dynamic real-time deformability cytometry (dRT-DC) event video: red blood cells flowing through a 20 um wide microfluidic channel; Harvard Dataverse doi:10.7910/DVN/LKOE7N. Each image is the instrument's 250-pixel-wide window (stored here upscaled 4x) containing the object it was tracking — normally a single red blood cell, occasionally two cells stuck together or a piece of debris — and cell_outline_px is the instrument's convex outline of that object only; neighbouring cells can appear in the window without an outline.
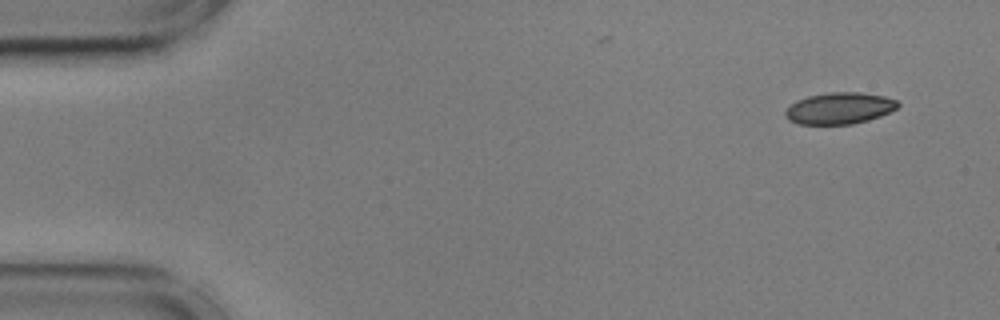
{"species": "common noctule bat (a hibernating species)", "species_latin": "Nyctalus noctula", "temperature_condition": "cold", "stored_images_in_passage": 54, "segment_of_instrument_passage": [1, 2], "camera_frame_rate_fps": 3000, "um_per_image_px": 0.085, "animal": {"sex": "male", "body_mass_g": 17.9, "forearm_length_mm": 54.2}, "frame": {"image": 1, "passage_image": 1, "time_ms": 0.0, "image_size_px": [1000, 320], "cell_outline_px": [[900, 104], [896, 108], [880, 116], [868, 120], [852, 124], [796, 124], [788, 120], [784, 116], [784, 112], [796, 100], [808, 96], [828, 92], [860, 92], [884, 96], [896, 100]], "centroid_in_image_um": [71.32, 9.2], "position_along_channel_um": 13.7, "area_um2": 20.69}}
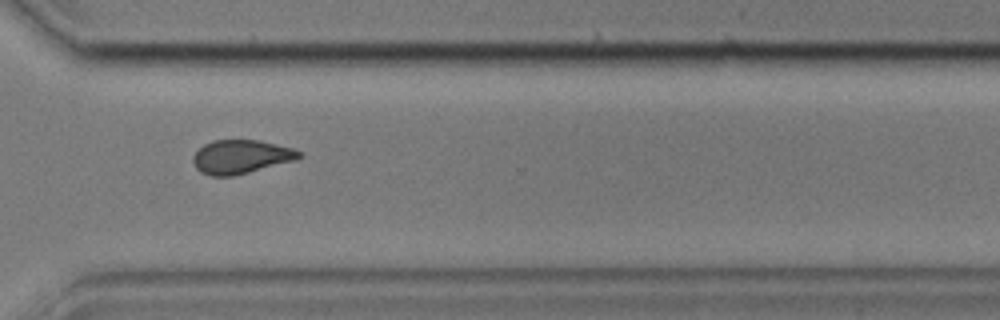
{"frame": {"image": 2, "passage_image": 38, "time_ms": 12.333, "image_size_px": [1000, 320], "cell_outline_px": [[300, 156], [296, 160], [232, 176], [208, 176], [200, 172], [196, 168], [192, 160], [192, 156], [204, 144], [212, 140], [260, 140], [292, 148], [300, 152]], "centroid_in_image_um": [20.43, 13.32], "position_along_channel_um": 350.2, "area_um2": 20.75}}
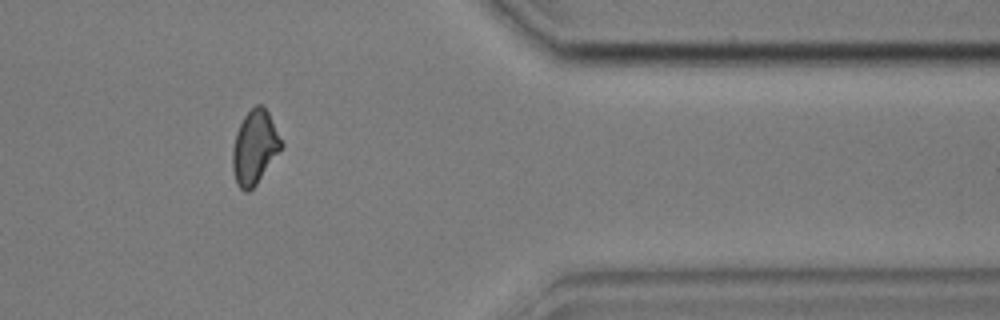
{"frame": {"image": 3, "passage_image": 43, "time_ms": 14.0, "image_size_px": [1000, 320], "cell_outline_px": [[284, 144], [256, 184], [248, 192], [244, 192], [236, 184], [232, 168], [232, 148], [236, 132], [244, 116], [256, 104], [264, 104]], "centroid_in_image_um": [21.63, 12.51], "position_along_channel_um": 389.8, "area_um2": 20.87}}